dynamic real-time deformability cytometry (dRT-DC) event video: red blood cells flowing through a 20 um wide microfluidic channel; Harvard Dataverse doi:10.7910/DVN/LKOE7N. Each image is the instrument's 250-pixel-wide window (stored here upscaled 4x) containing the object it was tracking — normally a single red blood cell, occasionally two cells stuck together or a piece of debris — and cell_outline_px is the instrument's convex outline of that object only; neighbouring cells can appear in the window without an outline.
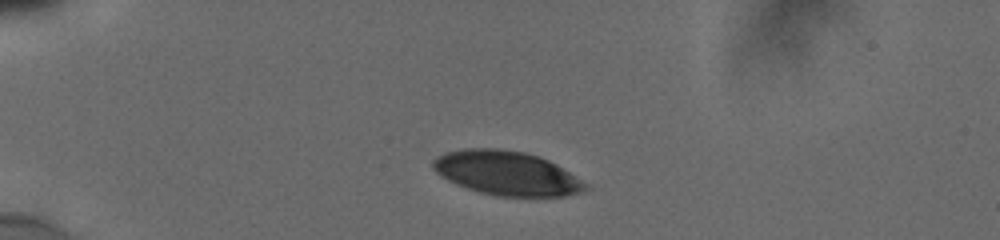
{"species": "human", "species_latin": "Homo sapiens", "temperature_condition": "cold", "stored_images_in_passage": 93, "camera_frame_rate_fps": 3000, "um_per_image_px": 0.085, "donor": {"sex": "male"}, "frame": {"image": 1, "passage_image": 1, "time_ms": 0.0, "image_size_px": [1000, 240], "cell_outline_px": [[588, 188], [584, 192], [564, 196], [496, 196], [480, 192], [456, 184], [440, 176], [432, 168], [432, 160], [436, 156], [444, 152], [464, 148], [500, 148], [528, 152], [548, 160], [556, 164], [580, 180]], "centroid_in_image_um": [43.01, 14.7], "position_along_channel_um": 42.0, "area_um2": 39.25}}
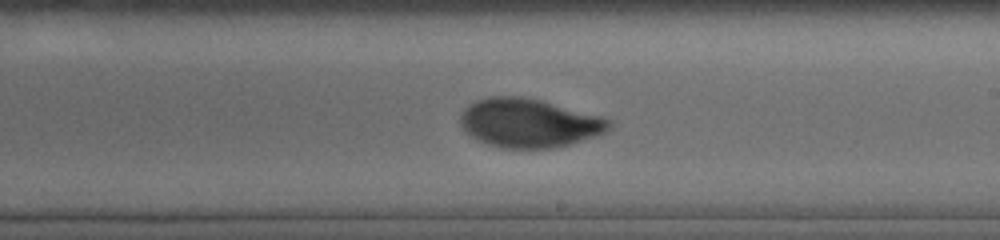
{"frame": {"image": 2, "passage_image": 44, "time_ms": 6.667, "image_size_px": [1000, 240], "cell_outline_px": [[612, 128], [608, 132], [600, 136], [556, 148], [500, 148], [488, 144], [464, 132], [460, 124], [460, 112], [468, 104], [476, 100], [488, 96], [520, 96], [540, 100], [600, 116], [612, 120]], "centroid_in_image_um": [44.98, 10.46], "position_along_channel_um": 244.0, "area_um2": 42.77}}
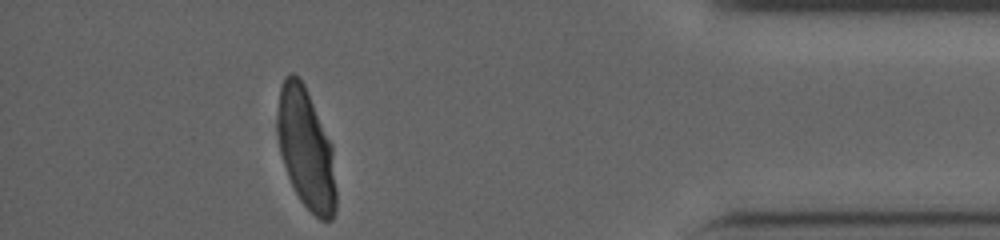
{"frame": {"image": 3, "passage_image": 80, "time_ms": 12.0, "image_size_px": [1000, 240], "cell_outline_px": [[336, 212], [332, 220], [320, 220], [300, 200], [288, 176], [280, 152], [280, 88], [284, 76], [292, 72], [304, 84], [332, 144], [336, 188]], "centroid_in_image_um": [26.07, 12.71], "position_along_channel_um": 409.1, "area_um2": 40.17}, "authors_computed_cell_mechanics": {"area_um2": 41.5582, "velocity_mm_per_s": 3.8004, "shape_relaxation_time_tau1_ms": 4.8568, "shape_relaxation_time_tau2_ms": null, "deformation_change_tau1": 0.1729, "deformation_change_tau2": null}}